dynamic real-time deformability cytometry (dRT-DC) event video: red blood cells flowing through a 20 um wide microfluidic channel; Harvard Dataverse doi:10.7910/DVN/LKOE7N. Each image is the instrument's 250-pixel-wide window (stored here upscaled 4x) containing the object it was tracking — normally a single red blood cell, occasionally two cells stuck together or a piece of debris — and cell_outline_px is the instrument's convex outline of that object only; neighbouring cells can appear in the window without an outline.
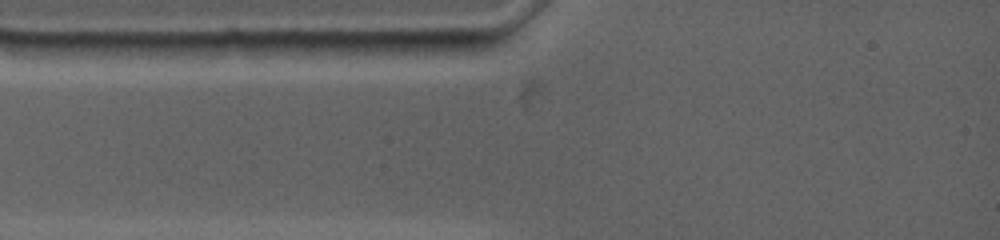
{"species": "common noctule bat (a hibernating species)", "species_latin": "Nyctalus noctula", "temperature_condition": "warm", "stored_images_in_passage": 1, "camera_frame_rate_fps": 4500, "um_per_image_px": 0.085, "animal": {"sex": "female", "body_mass_g": 19.0, "forearm_length_mm": 53.3}, "frame": {"image": 1, "passage_image": 1, "time_ms": 0.0, "image_size_px": [1000, 240], "cell_outline_px": [[148, 44], [112, 60], [76, 60], [44, 52], [36, 44], [76, 40]], "centroid_in_image_um": [7.59, 4.21], "position_along_channel_um": 77.4, "area_um2": 10.87}}